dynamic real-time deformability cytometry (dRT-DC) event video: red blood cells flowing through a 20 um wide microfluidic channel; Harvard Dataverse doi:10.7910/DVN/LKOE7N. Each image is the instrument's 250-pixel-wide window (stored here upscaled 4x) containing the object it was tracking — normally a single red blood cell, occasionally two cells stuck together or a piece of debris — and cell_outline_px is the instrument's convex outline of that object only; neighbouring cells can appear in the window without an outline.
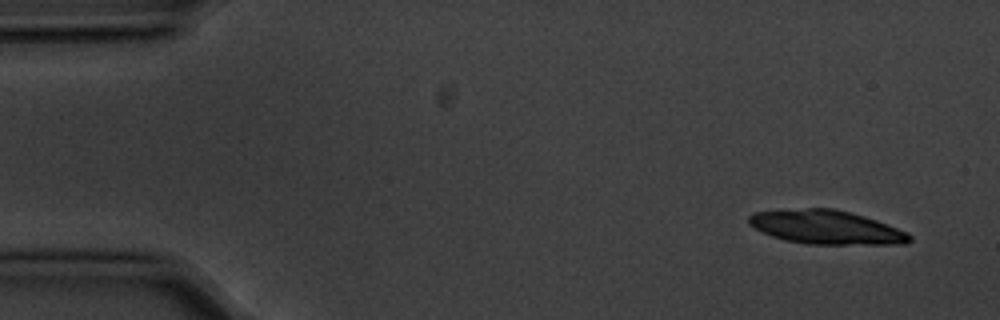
{"species": "common noctule bat (a hibernating species)", "species_latin": "Nyctalus noctula", "temperature_condition": "cold", "stored_images_in_passage": 5, "camera_frame_rate_fps": 3000, "um_per_image_px": 0.085, "animal": {"sex": "male", "body_mass_g": 20.1, "forearm_length_mm": 53.5}, "frame": {"image": 1, "passage_image": 1, "time_ms": 0.0, "image_size_px": [1000, 320], "cell_outline_px": [[912, 240], [904, 244], [808, 244], [784, 240], [772, 236], [748, 224], [748, 216], [752, 212], [808, 208], [832, 208], [864, 216], [876, 220], [908, 232], [912, 236]], "centroid_in_image_um": [70.24, 19.32], "position_along_channel_um": 14.8, "area_um2": 31.56}}
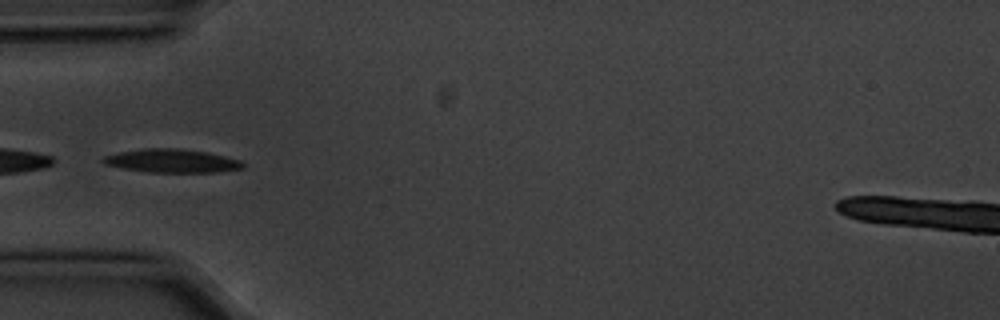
{"frame": {"image": 2, "passage_image": 5, "time_ms": 1.333, "image_size_px": [1000, 320], "cell_outline_px": [[244, 168], [216, 172], [152, 172], [124, 168], [104, 164], [100, 160], [104, 156], [120, 152], [144, 148], [180, 148], [208, 152], [240, 160], [244, 164]], "centroid_in_image_um": [14.62, 13.66], "position_along_channel_um": 70.4, "area_um2": 19.02}}